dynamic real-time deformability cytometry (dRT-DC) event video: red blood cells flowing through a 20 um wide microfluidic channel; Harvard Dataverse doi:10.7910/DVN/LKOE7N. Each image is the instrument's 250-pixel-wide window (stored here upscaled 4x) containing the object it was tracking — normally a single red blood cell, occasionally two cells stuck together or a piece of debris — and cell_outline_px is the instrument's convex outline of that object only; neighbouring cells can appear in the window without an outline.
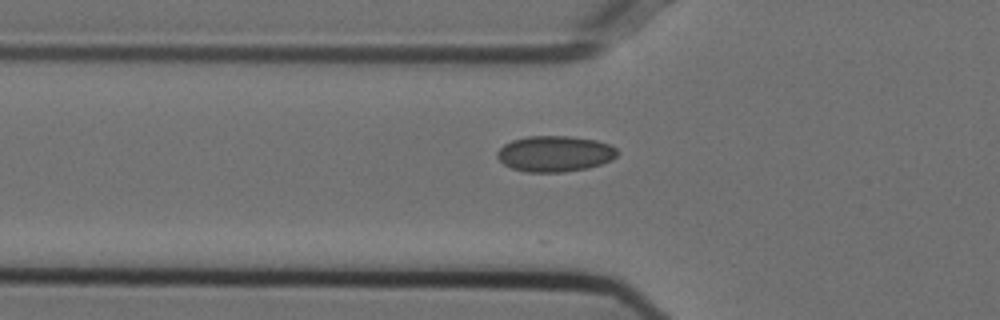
{"species": "Egyptian fruit bat (a non-hibernating species)", "species_latin": "Rousettus aegyptiacus", "temperature_condition": "cold", "stored_images_in_passage": 15, "camera_frame_rate_fps": 3000, "um_per_image_px": 0.085, "animal": {"sex": "female"}, "frame": {"image": 1, "passage_image": 7, "time_ms": 2.0, "image_size_px": [1000, 320], "cell_outline_px": [[620, 152], [612, 160], [588, 168], [564, 172], [528, 172], [512, 168], [504, 164], [496, 156], [496, 152], [504, 144], [512, 140], [528, 136], [568, 136], [596, 140], [608, 144], [616, 148]], "centroid_in_image_um": [47.17, 13.06], "position_along_channel_um": 78.6, "area_um2": 25.14}}
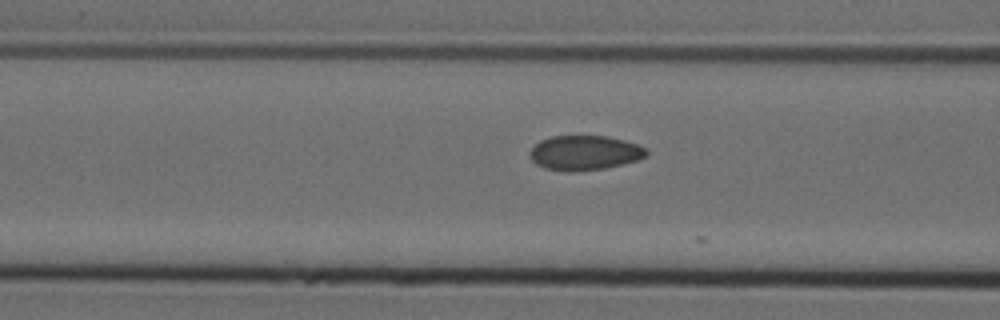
{"frame": {"image": 2, "passage_image": 10, "time_ms": 3.0, "image_size_px": [1000, 320], "cell_outline_px": [[648, 156], [636, 160], [604, 168], [572, 172], [568, 172], [544, 168], [536, 164], [532, 160], [528, 152], [540, 140], [552, 136], [608, 136], [624, 140], [648, 148]], "centroid_in_image_um": [49.69, 12.99], "position_along_channel_um": 116.9, "area_um2": 23.58}}
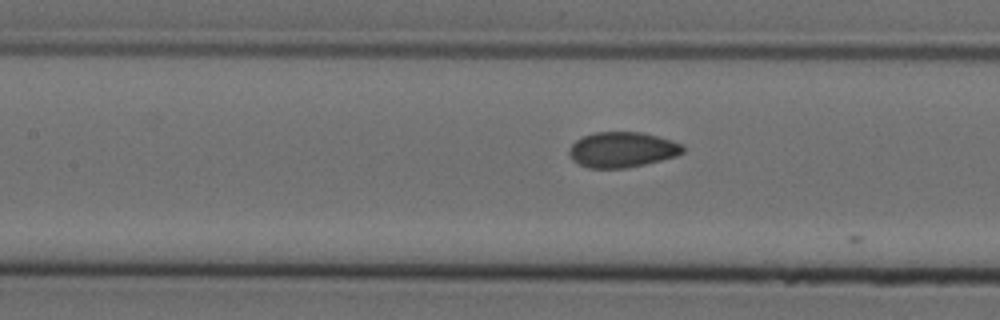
{"frame": {"image": 3, "passage_image": 13, "time_ms": 4.0, "image_size_px": [1000, 320], "cell_outline_px": [[684, 152], [676, 156], [628, 168], [588, 168], [572, 160], [568, 152], [572, 144], [576, 140], [592, 132], [640, 132], [672, 140], [684, 144]], "centroid_in_image_um": [52.89, 12.72], "position_along_channel_um": 154.5, "area_um2": 23.47}}